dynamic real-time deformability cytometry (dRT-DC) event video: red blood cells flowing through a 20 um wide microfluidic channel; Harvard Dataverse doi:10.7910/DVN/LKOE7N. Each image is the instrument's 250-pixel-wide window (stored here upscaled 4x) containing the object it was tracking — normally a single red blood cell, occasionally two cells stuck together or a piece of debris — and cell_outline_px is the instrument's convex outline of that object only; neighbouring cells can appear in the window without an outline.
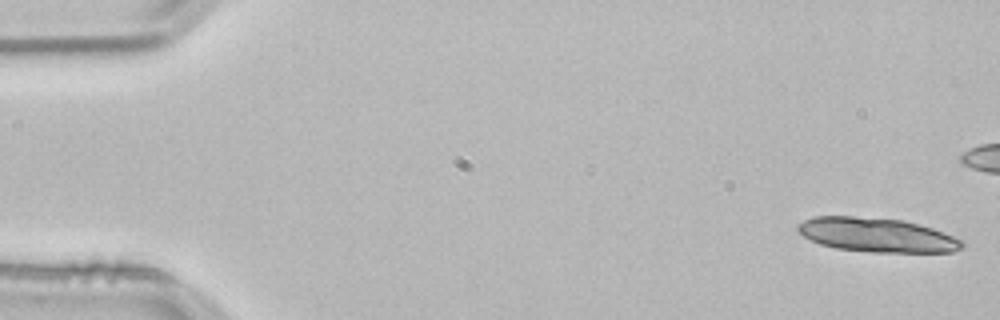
{"species": "common noctule bat (a hibernating species)", "species_latin": "Nyctalus noctula", "temperature_condition": "room temperature", "stored_images_in_passage": 15, "camera_frame_rate_fps": 3000, "um_per_image_px": 0.085, "animal": {"sex": "male", "body_mass_g": 21.5, "forearm_length_mm": 52.0}, "frame": {"image": 1, "passage_image": 1, "time_ms": 0.0, "image_size_px": [1000, 320], "cell_outline_px": [[964, 248], [952, 252], [872, 252], [836, 248], [820, 244], [804, 236], [796, 228], [796, 224], [804, 220], [816, 216], [852, 216], [904, 220], [932, 228], [964, 240]], "centroid_in_image_um": [74.56, 19.97], "position_along_channel_um": 10.4, "area_um2": 32.71}}